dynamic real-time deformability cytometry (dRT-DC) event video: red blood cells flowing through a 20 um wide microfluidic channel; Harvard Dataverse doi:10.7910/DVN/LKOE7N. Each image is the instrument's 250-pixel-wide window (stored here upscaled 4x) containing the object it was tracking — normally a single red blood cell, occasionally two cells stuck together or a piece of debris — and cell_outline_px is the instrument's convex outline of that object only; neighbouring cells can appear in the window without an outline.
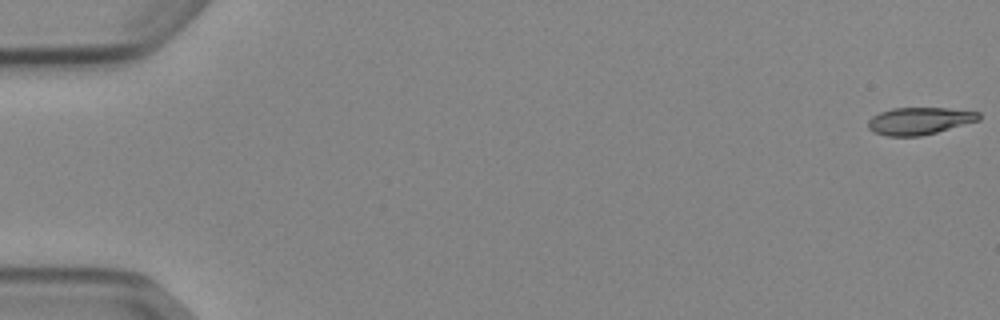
{"species": "Egyptian fruit bat (a non-hibernating species)", "species_latin": "Rousettus aegyptiacus", "temperature_condition": "cold", "stored_images_in_passage": 53, "camera_frame_rate_fps": 3000, "um_per_image_px": 0.085, "animal": {"sex": "female"}, "frame": {"image": 1, "passage_image": 1, "time_ms": 0.0, "image_size_px": [1000, 320], "cell_outline_px": [[980, 120], [936, 132], [920, 136], [888, 136], [872, 132], [868, 128], [868, 120], [872, 116], [880, 112], [892, 108], [948, 108], [980, 112]], "centroid_in_image_um": [78.13, 10.27], "position_along_channel_um": 6.9, "area_um2": 17.57}}
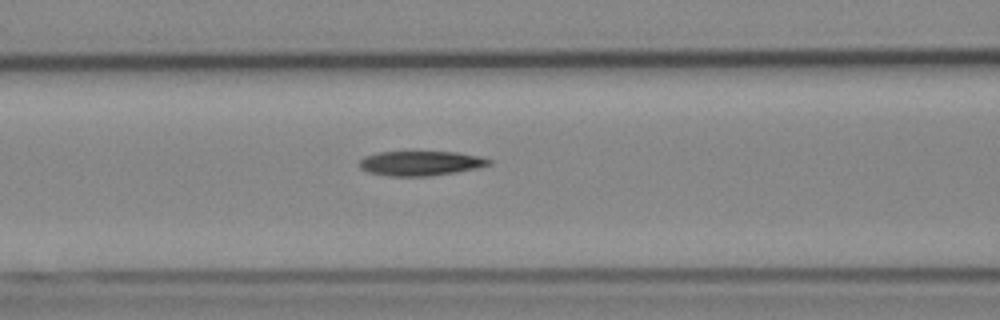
{"frame": {"image": 2, "passage_image": 23, "time_ms": 7.333, "image_size_px": [1000, 320], "cell_outline_px": [[492, 164], [476, 168], [456, 172], [428, 176], [388, 176], [368, 172], [360, 168], [360, 160], [364, 156], [376, 152], [456, 152], [480, 156], [492, 160]], "centroid_in_image_um": [35.75, 13.87], "position_along_channel_um": 130.9, "area_um2": 18.61}}
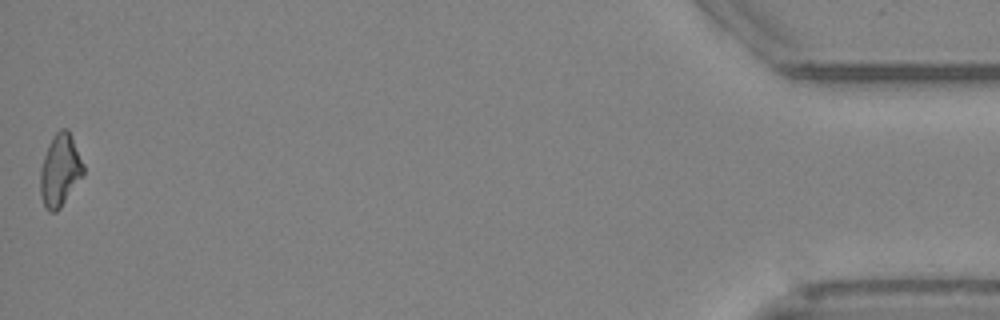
{"frame": {"image": 3, "passage_image": 53, "time_ms": 17.333, "image_size_px": [1000, 320], "cell_outline_px": [[84, 176], [60, 208], [56, 212], [48, 212], [44, 208], [40, 192], [40, 168], [48, 144], [52, 136], [60, 128], [68, 128], [84, 164]], "centroid_in_image_um": [5.1, 14.48], "position_along_channel_um": 430.1, "area_um2": 18.5}, "authors_computed_cell_mechanics": {"area_um2": 18.5538, "velocity_mm_per_s": 3.8914, "shape_relaxation_time_tau1_ms": 9.8976, "shape_relaxation_time_tau2_ms": 10.3753, "deformation_change_tau1": 0.2158, "deformation_change_tau2": 0.2359}}